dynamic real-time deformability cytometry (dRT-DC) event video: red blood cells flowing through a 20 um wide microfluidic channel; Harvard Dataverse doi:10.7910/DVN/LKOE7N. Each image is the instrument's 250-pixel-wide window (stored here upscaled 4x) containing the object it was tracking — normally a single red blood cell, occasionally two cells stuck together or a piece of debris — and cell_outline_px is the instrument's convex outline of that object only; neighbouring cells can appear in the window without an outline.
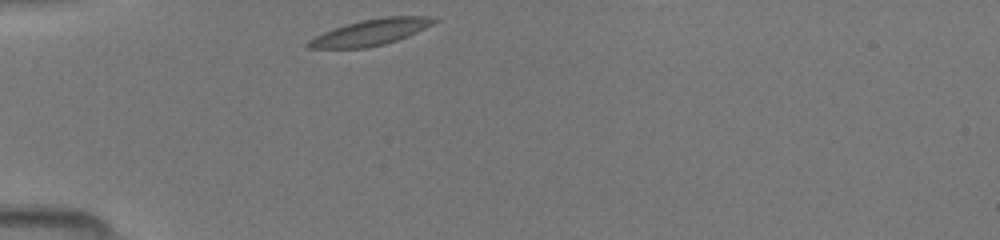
{"species": "common noctule bat (a hibernating species)", "species_latin": "Nyctalus noctula", "temperature_condition": "room temperature", "stored_images_in_passage": 30, "camera_frame_rate_fps": 3000, "um_per_image_px": 0.085, "animal": {"sex": "female", "body_mass_g": 19.5, "forearm_length_mm": 54.1}, "frame": {"image": 1, "passage_image": 1, "time_ms": 0.0, "image_size_px": [1000, 240], "cell_outline_px": [[440, 20], [416, 32], [396, 40], [384, 44], [368, 48], [308, 48], [304, 44], [308, 40], [332, 28], [360, 20], [384, 16], [436, 16]], "centroid_in_image_um": [31.5, 2.73], "position_along_channel_um": 53.5, "area_um2": 19.19}}
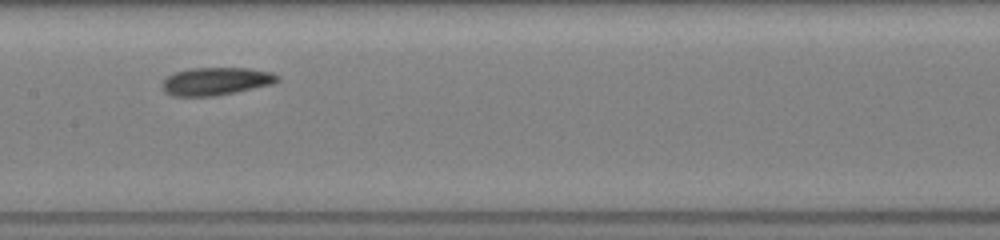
{"frame": {"image": 2, "passage_image": 12, "time_ms": 3.667, "image_size_px": [1000, 240], "cell_outline_px": [[280, 80], [272, 84], [236, 92], [216, 96], [172, 96], [164, 92], [160, 84], [168, 76], [176, 72], [188, 68], [248, 68], [272, 72], [280, 76]], "centroid_in_image_um": [18.35, 6.91], "position_along_channel_um": 189.0, "area_um2": 18.84}}
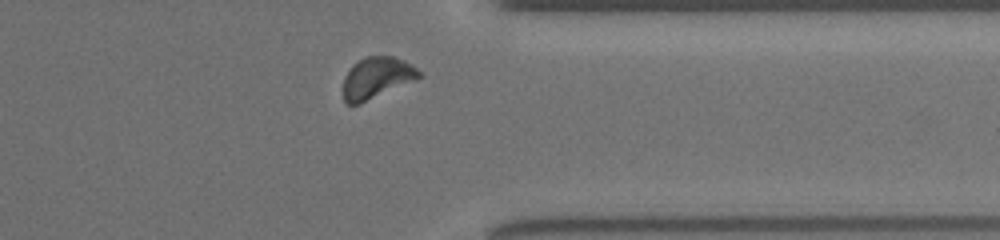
{"frame": {"image": 3, "passage_image": 26, "time_ms": 8.333, "image_size_px": [1000, 240], "cell_outline_px": [[424, 76], [416, 80], [360, 104], [348, 104], [344, 100], [344, 76], [352, 64], [368, 56], [392, 56], [404, 60], [412, 64]], "centroid_in_image_um": [32.04, 6.61], "position_along_channel_um": 379.4, "area_um2": 18.32}}